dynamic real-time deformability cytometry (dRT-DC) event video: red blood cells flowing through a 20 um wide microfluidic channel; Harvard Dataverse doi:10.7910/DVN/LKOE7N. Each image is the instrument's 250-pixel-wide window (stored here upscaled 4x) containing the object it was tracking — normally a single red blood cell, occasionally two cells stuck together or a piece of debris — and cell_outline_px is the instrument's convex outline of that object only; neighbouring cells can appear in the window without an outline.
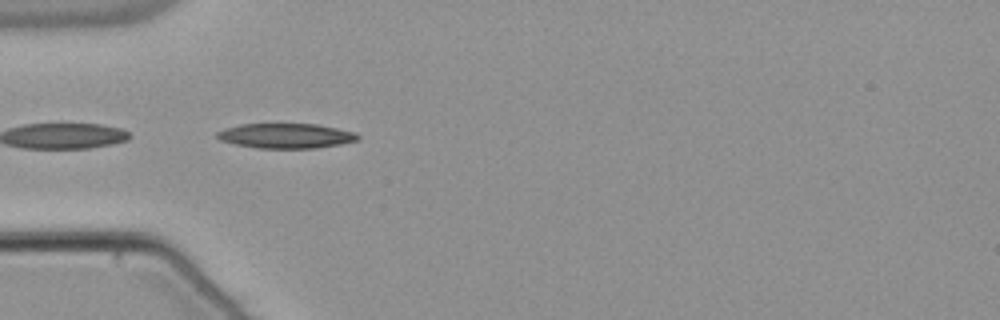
{"species": "common noctule bat (a hibernating species)", "species_latin": "Nyctalus noctula", "temperature_condition": "warm", "stored_images_in_passage": 4, "camera_frame_rate_fps": 3000, "um_per_image_px": 0.085, "animal": {"sex": "male", "body_mass_g": 21.5, "forearm_length_mm": 52.0}, "frame": {"image": 1, "passage_image": 1, "time_ms": 0.0, "image_size_px": [1000, 320], "cell_outline_px": [[360, 140], [340, 144], [316, 148], [256, 148], [236, 144], [220, 140], [216, 136], [216, 132], [224, 128], [240, 124], [316, 124], [356, 132], [360, 136]], "centroid_in_image_um": [24.31, 11.54], "position_along_channel_um": 60.7, "area_um2": 20.46}}